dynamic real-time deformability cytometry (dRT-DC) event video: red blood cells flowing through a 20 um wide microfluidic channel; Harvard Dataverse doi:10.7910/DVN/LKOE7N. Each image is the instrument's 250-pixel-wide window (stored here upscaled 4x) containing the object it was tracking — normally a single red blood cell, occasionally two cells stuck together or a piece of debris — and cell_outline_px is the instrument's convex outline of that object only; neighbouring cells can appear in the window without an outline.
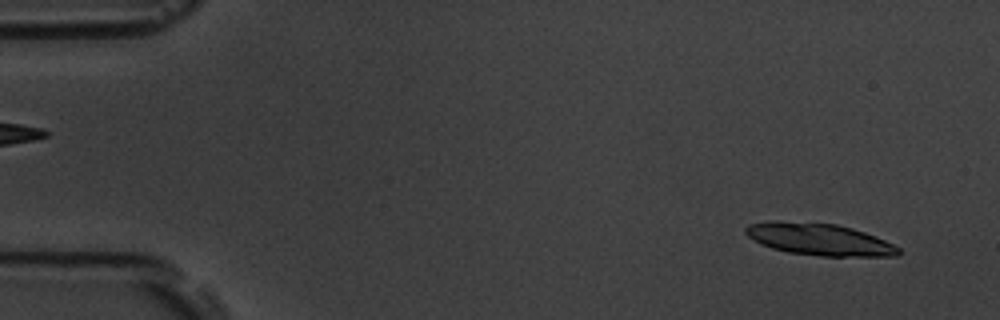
{"species": "common noctule bat (a hibernating species)", "species_latin": "Nyctalus noctula", "temperature_condition": "room temperature", "stored_images_in_passage": 39, "camera_frame_rate_fps": 3000, "um_per_image_px": 0.085, "animal": {"sex": "male", "body_mass_g": 19.5, "forearm_length_mm": 54.6}, "frame": {"image": 1, "passage_image": 1, "time_ms": 0.0, "image_size_px": [1000, 320], "cell_outline_px": [[900, 252], [896, 256], [820, 256], [788, 252], [772, 248], [760, 244], [752, 240], [744, 232], [744, 228], [748, 224], [768, 220], [780, 220], [836, 224], [852, 228], [876, 236], [900, 248]], "centroid_in_image_um": [69.57, 20.33], "position_along_channel_um": 15.4, "area_um2": 28.67}}
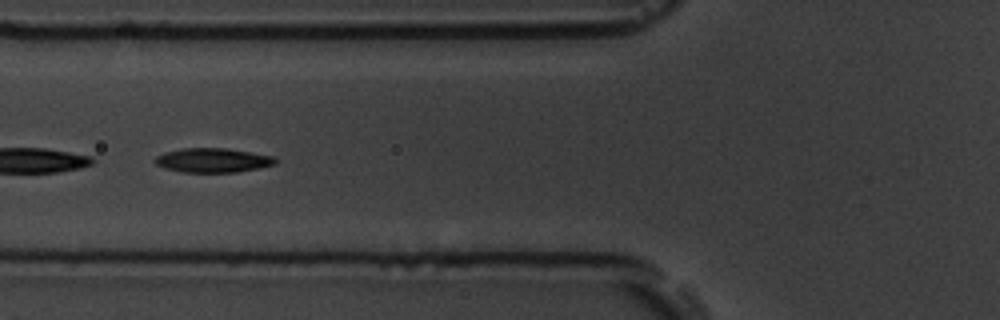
{"frame": {"image": 2, "passage_image": 18, "time_ms": 5.667, "image_size_px": [1000, 320], "cell_outline_px": [[276, 164], [260, 168], [236, 172], [184, 172], [164, 168], [156, 164], [152, 160], [156, 156], [164, 152], [180, 148], [224, 148], [276, 156]], "centroid_in_image_um": [18.08, 13.62], "position_along_channel_um": 107.7, "area_um2": 17.17}, "authors_computed_cell_mechanics": {"area_um2": 17.629, "velocity_mm_per_s": 3.7607, "shape_relaxation_time_tau1_ms": null, "shape_relaxation_time_tau2_ms": 4.0589, "deformation_change_tau1": null, "deformation_change_tau2": 0.0842}}